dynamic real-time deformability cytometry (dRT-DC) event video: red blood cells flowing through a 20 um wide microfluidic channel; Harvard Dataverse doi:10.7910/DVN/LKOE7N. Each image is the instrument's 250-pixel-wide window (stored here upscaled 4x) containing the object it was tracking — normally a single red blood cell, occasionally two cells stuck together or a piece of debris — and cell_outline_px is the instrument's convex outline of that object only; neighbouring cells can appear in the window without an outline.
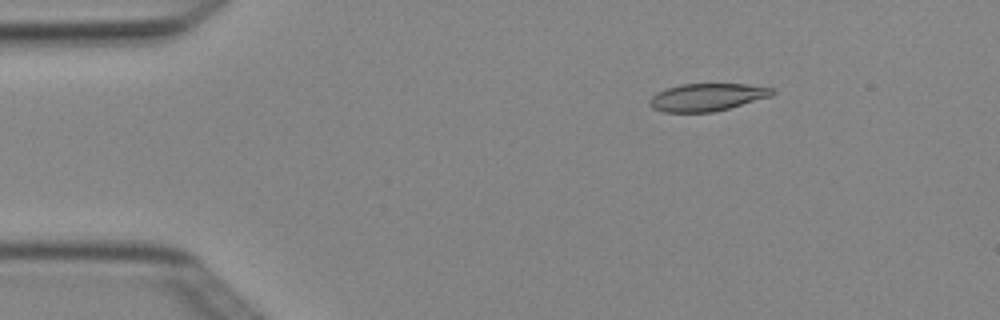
{"species": "Egyptian fruit bat (a non-hibernating species)", "species_latin": "Rousettus aegyptiacus", "temperature_condition": "cold", "stored_images_in_passage": 5, "camera_frame_rate_fps": 3000, "um_per_image_px": 0.085, "animal": {"sex": "female"}, "frame": {"image": 1, "passage_image": 3, "time_ms": 0.667, "image_size_px": [1000, 320], "cell_outline_px": [[776, 92], [772, 96], [728, 108], [712, 112], [664, 112], [652, 108], [648, 104], [648, 100], [656, 92], [680, 84], [748, 84], [772, 88]], "centroid_in_image_um": [60.08, 8.26], "position_along_channel_um": 24.9, "area_um2": 19.71}}
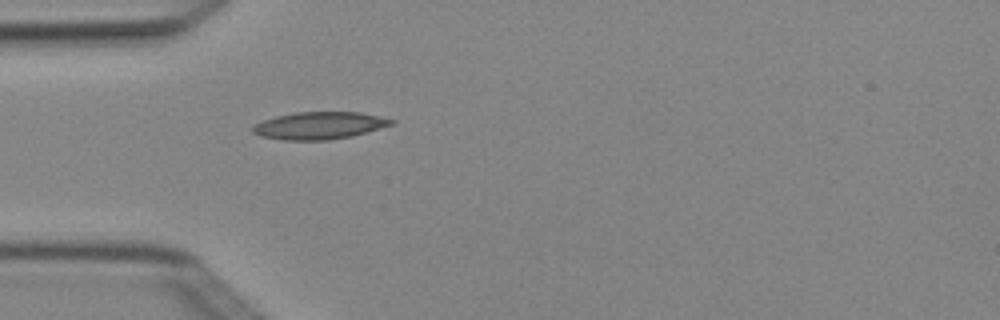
{"frame": {"image": 2, "passage_image": 5, "time_ms": 1.333, "image_size_px": [1000, 320], "cell_outline_px": [[396, 124], [352, 136], [328, 140], [284, 140], [260, 136], [252, 132], [252, 124], [276, 116], [296, 112], [360, 112], [380, 116], [396, 120]], "centroid_in_image_um": [27.17, 10.67], "position_along_channel_um": 57.8, "area_um2": 22.25}}